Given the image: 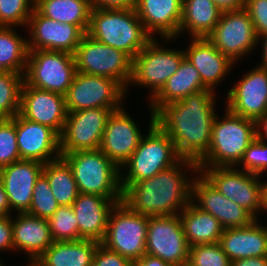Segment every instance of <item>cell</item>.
I'll return each instance as SVG.
<instances>
[{
  "mask_svg": "<svg viewBox=\"0 0 267 266\" xmlns=\"http://www.w3.org/2000/svg\"><path fill=\"white\" fill-rule=\"evenodd\" d=\"M19 113L25 119L50 127L60 136L68 111L65 96L34 88L23 82Z\"/></svg>",
  "mask_w": 267,
  "mask_h": 266,
  "instance_id": "cell-19",
  "label": "cell"
},
{
  "mask_svg": "<svg viewBox=\"0 0 267 266\" xmlns=\"http://www.w3.org/2000/svg\"><path fill=\"white\" fill-rule=\"evenodd\" d=\"M54 242L78 241V221L71 206H59L48 219Z\"/></svg>",
  "mask_w": 267,
  "mask_h": 266,
  "instance_id": "cell-36",
  "label": "cell"
},
{
  "mask_svg": "<svg viewBox=\"0 0 267 266\" xmlns=\"http://www.w3.org/2000/svg\"><path fill=\"white\" fill-rule=\"evenodd\" d=\"M126 90L114 79L76 71L65 94L66 109L75 112L93 108L120 109Z\"/></svg>",
  "mask_w": 267,
  "mask_h": 266,
  "instance_id": "cell-11",
  "label": "cell"
},
{
  "mask_svg": "<svg viewBox=\"0 0 267 266\" xmlns=\"http://www.w3.org/2000/svg\"><path fill=\"white\" fill-rule=\"evenodd\" d=\"M11 209L9 206L8 197L2 181L0 180V217L10 216Z\"/></svg>",
  "mask_w": 267,
  "mask_h": 266,
  "instance_id": "cell-49",
  "label": "cell"
},
{
  "mask_svg": "<svg viewBox=\"0 0 267 266\" xmlns=\"http://www.w3.org/2000/svg\"><path fill=\"white\" fill-rule=\"evenodd\" d=\"M262 212L266 211L267 213V182L262 184Z\"/></svg>",
  "mask_w": 267,
  "mask_h": 266,
  "instance_id": "cell-52",
  "label": "cell"
},
{
  "mask_svg": "<svg viewBox=\"0 0 267 266\" xmlns=\"http://www.w3.org/2000/svg\"><path fill=\"white\" fill-rule=\"evenodd\" d=\"M215 94L201 90L162 105L154 113V123L172 139L182 159L198 163L207 154L217 114Z\"/></svg>",
  "mask_w": 267,
  "mask_h": 266,
  "instance_id": "cell-1",
  "label": "cell"
},
{
  "mask_svg": "<svg viewBox=\"0 0 267 266\" xmlns=\"http://www.w3.org/2000/svg\"><path fill=\"white\" fill-rule=\"evenodd\" d=\"M256 132L260 140L267 142V114L256 122Z\"/></svg>",
  "mask_w": 267,
  "mask_h": 266,
  "instance_id": "cell-50",
  "label": "cell"
},
{
  "mask_svg": "<svg viewBox=\"0 0 267 266\" xmlns=\"http://www.w3.org/2000/svg\"><path fill=\"white\" fill-rule=\"evenodd\" d=\"M44 164L31 160H18L0 169L11 212L25 213L30 208L36 180L42 174Z\"/></svg>",
  "mask_w": 267,
  "mask_h": 266,
  "instance_id": "cell-22",
  "label": "cell"
},
{
  "mask_svg": "<svg viewBox=\"0 0 267 266\" xmlns=\"http://www.w3.org/2000/svg\"><path fill=\"white\" fill-rule=\"evenodd\" d=\"M189 248L179 215L149 217L146 254L174 266H186Z\"/></svg>",
  "mask_w": 267,
  "mask_h": 266,
  "instance_id": "cell-14",
  "label": "cell"
},
{
  "mask_svg": "<svg viewBox=\"0 0 267 266\" xmlns=\"http://www.w3.org/2000/svg\"><path fill=\"white\" fill-rule=\"evenodd\" d=\"M26 266H37L34 263H28Z\"/></svg>",
  "mask_w": 267,
  "mask_h": 266,
  "instance_id": "cell-53",
  "label": "cell"
},
{
  "mask_svg": "<svg viewBox=\"0 0 267 266\" xmlns=\"http://www.w3.org/2000/svg\"><path fill=\"white\" fill-rule=\"evenodd\" d=\"M23 82V74L0 70V118L19 114Z\"/></svg>",
  "mask_w": 267,
  "mask_h": 266,
  "instance_id": "cell-35",
  "label": "cell"
},
{
  "mask_svg": "<svg viewBox=\"0 0 267 266\" xmlns=\"http://www.w3.org/2000/svg\"><path fill=\"white\" fill-rule=\"evenodd\" d=\"M13 249L22 250L29 256V263L36 260L54 242L48 219L39 218L28 213H17L13 219Z\"/></svg>",
  "mask_w": 267,
  "mask_h": 266,
  "instance_id": "cell-26",
  "label": "cell"
},
{
  "mask_svg": "<svg viewBox=\"0 0 267 266\" xmlns=\"http://www.w3.org/2000/svg\"><path fill=\"white\" fill-rule=\"evenodd\" d=\"M196 175L191 186V201L200 210L212 214L224 229L245 227L255 220L246 209L223 196L201 172Z\"/></svg>",
  "mask_w": 267,
  "mask_h": 266,
  "instance_id": "cell-16",
  "label": "cell"
},
{
  "mask_svg": "<svg viewBox=\"0 0 267 266\" xmlns=\"http://www.w3.org/2000/svg\"><path fill=\"white\" fill-rule=\"evenodd\" d=\"M238 168V169H237ZM226 198L246 209L255 219L262 209V176L236 166L198 168ZM260 211V212H259ZM257 215V216H256Z\"/></svg>",
  "mask_w": 267,
  "mask_h": 266,
  "instance_id": "cell-12",
  "label": "cell"
},
{
  "mask_svg": "<svg viewBox=\"0 0 267 266\" xmlns=\"http://www.w3.org/2000/svg\"><path fill=\"white\" fill-rule=\"evenodd\" d=\"M76 74L73 54L29 50L24 82L28 86L65 96Z\"/></svg>",
  "mask_w": 267,
  "mask_h": 266,
  "instance_id": "cell-9",
  "label": "cell"
},
{
  "mask_svg": "<svg viewBox=\"0 0 267 266\" xmlns=\"http://www.w3.org/2000/svg\"><path fill=\"white\" fill-rule=\"evenodd\" d=\"M92 9H133L136 0H89Z\"/></svg>",
  "mask_w": 267,
  "mask_h": 266,
  "instance_id": "cell-45",
  "label": "cell"
},
{
  "mask_svg": "<svg viewBox=\"0 0 267 266\" xmlns=\"http://www.w3.org/2000/svg\"><path fill=\"white\" fill-rule=\"evenodd\" d=\"M34 8L46 18L76 25L87 34L92 10L89 0H35Z\"/></svg>",
  "mask_w": 267,
  "mask_h": 266,
  "instance_id": "cell-32",
  "label": "cell"
},
{
  "mask_svg": "<svg viewBox=\"0 0 267 266\" xmlns=\"http://www.w3.org/2000/svg\"><path fill=\"white\" fill-rule=\"evenodd\" d=\"M14 28L0 26V70L24 75L29 54L28 39L17 34Z\"/></svg>",
  "mask_w": 267,
  "mask_h": 266,
  "instance_id": "cell-33",
  "label": "cell"
},
{
  "mask_svg": "<svg viewBox=\"0 0 267 266\" xmlns=\"http://www.w3.org/2000/svg\"><path fill=\"white\" fill-rule=\"evenodd\" d=\"M35 0H0V26L27 27Z\"/></svg>",
  "mask_w": 267,
  "mask_h": 266,
  "instance_id": "cell-38",
  "label": "cell"
},
{
  "mask_svg": "<svg viewBox=\"0 0 267 266\" xmlns=\"http://www.w3.org/2000/svg\"><path fill=\"white\" fill-rule=\"evenodd\" d=\"M142 134L134 119L121 107L109 115L99 149L121 168L139 145Z\"/></svg>",
  "mask_w": 267,
  "mask_h": 266,
  "instance_id": "cell-20",
  "label": "cell"
},
{
  "mask_svg": "<svg viewBox=\"0 0 267 266\" xmlns=\"http://www.w3.org/2000/svg\"><path fill=\"white\" fill-rule=\"evenodd\" d=\"M231 266H267V257L236 259L231 262Z\"/></svg>",
  "mask_w": 267,
  "mask_h": 266,
  "instance_id": "cell-48",
  "label": "cell"
},
{
  "mask_svg": "<svg viewBox=\"0 0 267 266\" xmlns=\"http://www.w3.org/2000/svg\"><path fill=\"white\" fill-rule=\"evenodd\" d=\"M232 262L249 257H267V229L255 219L245 227L224 229L219 241Z\"/></svg>",
  "mask_w": 267,
  "mask_h": 266,
  "instance_id": "cell-27",
  "label": "cell"
},
{
  "mask_svg": "<svg viewBox=\"0 0 267 266\" xmlns=\"http://www.w3.org/2000/svg\"><path fill=\"white\" fill-rule=\"evenodd\" d=\"M150 113L148 134L142 137L131 157L120 168L122 190L130 184L155 176L182 159L172 139L154 123V113ZM124 168H127L126 173Z\"/></svg>",
  "mask_w": 267,
  "mask_h": 266,
  "instance_id": "cell-4",
  "label": "cell"
},
{
  "mask_svg": "<svg viewBox=\"0 0 267 266\" xmlns=\"http://www.w3.org/2000/svg\"><path fill=\"white\" fill-rule=\"evenodd\" d=\"M59 206L47 178L41 174L35 182L30 208L26 213L39 218L49 219Z\"/></svg>",
  "mask_w": 267,
  "mask_h": 266,
  "instance_id": "cell-37",
  "label": "cell"
},
{
  "mask_svg": "<svg viewBox=\"0 0 267 266\" xmlns=\"http://www.w3.org/2000/svg\"><path fill=\"white\" fill-rule=\"evenodd\" d=\"M70 166L80 193L122 200L120 168L100 149L61 154Z\"/></svg>",
  "mask_w": 267,
  "mask_h": 266,
  "instance_id": "cell-6",
  "label": "cell"
},
{
  "mask_svg": "<svg viewBox=\"0 0 267 266\" xmlns=\"http://www.w3.org/2000/svg\"><path fill=\"white\" fill-rule=\"evenodd\" d=\"M262 42V51L261 55H262V60L260 61L261 64L259 63V66L264 67L267 69V36H262L261 38H258V44Z\"/></svg>",
  "mask_w": 267,
  "mask_h": 266,
  "instance_id": "cell-51",
  "label": "cell"
},
{
  "mask_svg": "<svg viewBox=\"0 0 267 266\" xmlns=\"http://www.w3.org/2000/svg\"><path fill=\"white\" fill-rule=\"evenodd\" d=\"M135 10L145 31L164 41L178 38L182 16V0H136ZM153 35V36H152Z\"/></svg>",
  "mask_w": 267,
  "mask_h": 266,
  "instance_id": "cell-23",
  "label": "cell"
},
{
  "mask_svg": "<svg viewBox=\"0 0 267 266\" xmlns=\"http://www.w3.org/2000/svg\"><path fill=\"white\" fill-rule=\"evenodd\" d=\"M17 146L20 159L42 164L61 157L60 136L50 127L16 115Z\"/></svg>",
  "mask_w": 267,
  "mask_h": 266,
  "instance_id": "cell-21",
  "label": "cell"
},
{
  "mask_svg": "<svg viewBox=\"0 0 267 266\" xmlns=\"http://www.w3.org/2000/svg\"><path fill=\"white\" fill-rule=\"evenodd\" d=\"M244 9L254 23L258 38L267 36V0H245Z\"/></svg>",
  "mask_w": 267,
  "mask_h": 266,
  "instance_id": "cell-42",
  "label": "cell"
},
{
  "mask_svg": "<svg viewBox=\"0 0 267 266\" xmlns=\"http://www.w3.org/2000/svg\"><path fill=\"white\" fill-rule=\"evenodd\" d=\"M221 13L213 0H182L178 36L187 30L191 38H207L214 31Z\"/></svg>",
  "mask_w": 267,
  "mask_h": 266,
  "instance_id": "cell-30",
  "label": "cell"
},
{
  "mask_svg": "<svg viewBox=\"0 0 267 266\" xmlns=\"http://www.w3.org/2000/svg\"><path fill=\"white\" fill-rule=\"evenodd\" d=\"M100 242L90 239L53 242L36 260L37 266H92Z\"/></svg>",
  "mask_w": 267,
  "mask_h": 266,
  "instance_id": "cell-29",
  "label": "cell"
},
{
  "mask_svg": "<svg viewBox=\"0 0 267 266\" xmlns=\"http://www.w3.org/2000/svg\"><path fill=\"white\" fill-rule=\"evenodd\" d=\"M27 27L30 29L29 50L63 51L74 55L85 35L78 26L46 18L35 8Z\"/></svg>",
  "mask_w": 267,
  "mask_h": 266,
  "instance_id": "cell-18",
  "label": "cell"
},
{
  "mask_svg": "<svg viewBox=\"0 0 267 266\" xmlns=\"http://www.w3.org/2000/svg\"><path fill=\"white\" fill-rule=\"evenodd\" d=\"M16 139V115L0 118V169L21 160Z\"/></svg>",
  "mask_w": 267,
  "mask_h": 266,
  "instance_id": "cell-40",
  "label": "cell"
},
{
  "mask_svg": "<svg viewBox=\"0 0 267 266\" xmlns=\"http://www.w3.org/2000/svg\"><path fill=\"white\" fill-rule=\"evenodd\" d=\"M207 38L233 63L238 59L241 61L258 46L254 23L244 8L222 12L214 31Z\"/></svg>",
  "mask_w": 267,
  "mask_h": 266,
  "instance_id": "cell-13",
  "label": "cell"
},
{
  "mask_svg": "<svg viewBox=\"0 0 267 266\" xmlns=\"http://www.w3.org/2000/svg\"><path fill=\"white\" fill-rule=\"evenodd\" d=\"M148 221V216L134 212L123 201L118 202L109 214L101 244L133 262L146 254Z\"/></svg>",
  "mask_w": 267,
  "mask_h": 266,
  "instance_id": "cell-7",
  "label": "cell"
},
{
  "mask_svg": "<svg viewBox=\"0 0 267 266\" xmlns=\"http://www.w3.org/2000/svg\"><path fill=\"white\" fill-rule=\"evenodd\" d=\"M118 109L93 108L68 112L60 135V153L97 150L112 111Z\"/></svg>",
  "mask_w": 267,
  "mask_h": 266,
  "instance_id": "cell-15",
  "label": "cell"
},
{
  "mask_svg": "<svg viewBox=\"0 0 267 266\" xmlns=\"http://www.w3.org/2000/svg\"><path fill=\"white\" fill-rule=\"evenodd\" d=\"M132 266H174L160 258L144 254L141 258L133 261Z\"/></svg>",
  "mask_w": 267,
  "mask_h": 266,
  "instance_id": "cell-46",
  "label": "cell"
},
{
  "mask_svg": "<svg viewBox=\"0 0 267 266\" xmlns=\"http://www.w3.org/2000/svg\"><path fill=\"white\" fill-rule=\"evenodd\" d=\"M188 171L198 173L197 163L181 159L149 179L126 186L122 201L134 212L148 217L179 215L191 202L193 179L186 176Z\"/></svg>",
  "mask_w": 267,
  "mask_h": 266,
  "instance_id": "cell-2",
  "label": "cell"
},
{
  "mask_svg": "<svg viewBox=\"0 0 267 266\" xmlns=\"http://www.w3.org/2000/svg\"><path fill=\"white\" fill-rule=\"evenodd\" d=\"M186 266H231V261L219 242L198 244L190 246Z\"/></svg>",
  "mask_w": 267,
  "mask_h": 266,
  "instance_id": "cell-39",
  "label": "cell"
},
{
  "mask_svg": "<svg viewBox=\"0 0 267 266\" xmlns=\"http://www.w3.org/2000/svg\"><path fill=\"white\" fill-rule=\"evenodd\" d=\"M121 201L79 192L71 205L78 221L79 240L90 239L101 243L107 232L109 214Z\"/></svg>",
  "mask_w": 267,
  "mask_h": 266,
  "instance_id": "cell-24",
  "label": "cell"
},
{
  "mask_svg": "<svg viewBox=\"0 0 267 266\" xmlns=\"http://www.w3.org/2000/svg\"><path fill=\"white\" fill-rule=\"evenodd\" d=\"M189 246L218 243L224 228L210 213L196 207L191 201L179 214Z\"/></svg>",
  "mask_w": 267,
  "mask_h": 266,
  "instance_id": "cell-31",
  "label": "cell"
},
{
  "mask_svg": "<svg viewBox=\"0 0 267 266\" xmlns=\"http://www.w3.org/2000/svg\"><path fill=\"white\" fill-rule=\"evenodd\" d=\"M132 263L128 258L107 249L100 243L95 250L92 266H132Z\"/></svg>",
  "mask_w": 267,
  "mask_h": 266,
  "instance_id": "cell-43",
  "label": "cell"
},
{
  "mask_svg": "<svg viewBox=\"0 0 267 266\" xmlns=\"http://www.w3.org/2000/svg\"><path fill=\"white\" fill-rule=\"evenodd\" d=\"M157 42L156 37L152 38L135 56L129 83L151 89L149 100L162 89L185 58L184 50L166 49Z\"/></svg>",
  "mask_w": 267,
  "mask_h": 266,
  "instance_id": "cell-10",
  "label": "cell"
},
{
  "mask_svg": "<svg viewBox=\"0 0 267 266\" xmlns=\"http://www.w3.org/2000/svg\"><path fill=\"white\" fill-rule=\"evenodd\" d=\"M222 12L244 8L245 0H213Z\"/></svg>",
  "mask_w": 267,
  "mask_h": 266,
  "instance_id": "cell-47",
  "label": "cell"
},
{
  "mask_svg": "<svg viewBox=\"0 0 267 266\" xmlns=\"http://www.w3.org/2000/svg\"><path fill=\"white\" fill-rule=\"evenodd\" d=\"M190 40V45L184 50L185 57L199 71L202 83L209 90L215 91L235 63L223 55L208 38Z\"/></svg>",
  "mask_w": 267,
  "mask_h": 266,
  "instance_id": "cell-25",
  "label": "cell"
},
{
  "mask_svg": "<svg viewBox=\"0 0 267 266\" xmlns=\"http://www.w3.org/2000/svg\"><path fill=\"white\" fill-rule=\"evenodd\" d=\"M239 165L245 172L262 176L267 172V143L256 136L245 150L237 167Z\"/></svg>",
  "mask_w": 267,
  "mask_h": 266,
  "instance_id": "cell-41",
  "label": "cell"
},
{
  "mask_svg": "<svg viewBox=\"0 0 267 266\" xmlns=\"http://www.w3.org/2000/svg\"><path fill=\"white\" fill-rule=\"evenodd\" d=\"M201 90H209L203 83L199 71L185 57L178 70L166 81L162 89L150 99L149 109L155 113L162 105L182 100ZM151 105V106H150Z\"/></svg>",
  "mask_w": 267,
  "mask_h": 266,
  "instance_id": "cell-28",
  "label": "cell"
},
{
  "mask_svg": "<svg viewBox=\"0 0 267 266\" xmlns=\"http://www.w3.org/2000/svg\"><path fill=\"white\" fill-rule=\"evenodd\" d=\"M256 136V121L235 115L228 109L223 119L216 114L210 147L197 163L198 168L237 166Z\"/></svg>",
  "mask_w": 267,
  "mask_h": 266,
  "instance_id": "cell-5",
  "label": "cell"
},
{
  "mask_svg": "<svg viewBox=\"0 0 267 266\" xmlns=\"http://www.w3.org/2000/svg\"><path fill=\"white\" fill-rule=\"evenodd\" d=\"M76 71L116 80L125 90L130 86L133 59L125 52L102 44L85 34L74 54Z\"/></svg>",
  "mask_w": 267,
  "mask_h": 266,
  "instance_id": "cell-8",
  "label": "cell"
},
{
  "mask_svg": "<svg viewBox=\"0 0 267 266\" xmlns=\"http://www.w3.org/2000/svg\"><path fill=\"white\" fill-rule=\"evenodd\" d=\"M13 250V227L10 216L0 217V251Z\"/></svg>",
  "mask_w": 267,
  "mask_h": 266,
  "instance_id": "cell-44",
  "label": "cell"
},
{
  "mask_svg": "<svg viewBox=\"0 0 267 266\" xmlns=\"http://www.w3.org/2000/svg\"><path fill=\"white\" fill-rule=\"evenodd\" d=\"M42 174L47 178L54 198L60 206H71L79 191L72 170L62 158L47 162Z\"/></svg>",
  "mask_w": 267,
  "mask_h": 266,
  "instance_id": "cell-34",
  "label": "cell"
},
{
  "mask_svg": "<svg viewBox=\"0 0 267 266\" xmlns=\"http://www.w3.org/2000/svg\"><path fill=\"white\" fill-rule=\"evenodd\" d=\"M225 108L231 113L258 121L267 114V69L257 65L227 93Z\"/></svg>",
  "mask_w": 267,
  "mask_h": 266,
  "instance_id": "cell-17",
  "label": "cell"
},
{
  "mask_svg": "<svg viewBox=\"0 0 267 266\" xmlns=\"http://www.w3.org/2000/svg\"><path fill=\"white\" fill-rule=\"evenodd\" d=\"M92 39L121 50L132 59L152 37L133 9H92L87 31Z\"/></svg>",
  "mask_w": 267,
  "mask_h": 266,
  "instance_id": "cell-3",
  "label": "cell"
}]
</instances>
